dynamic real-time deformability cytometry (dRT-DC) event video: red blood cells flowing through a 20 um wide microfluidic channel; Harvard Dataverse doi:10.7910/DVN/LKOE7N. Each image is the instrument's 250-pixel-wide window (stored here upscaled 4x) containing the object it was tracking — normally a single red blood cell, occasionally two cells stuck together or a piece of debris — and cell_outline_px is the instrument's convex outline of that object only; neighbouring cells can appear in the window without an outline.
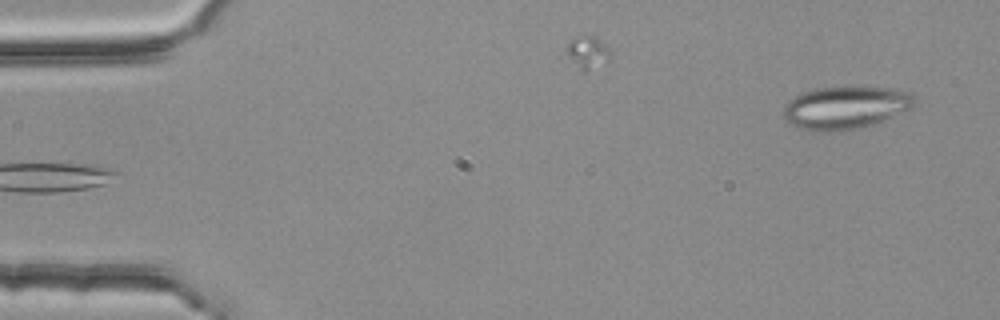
{"species": "common noctule bat (a hibernating species)", "species_latin": "Nyctalus noctula", "temperature_condition": "room temperature", "stored_images_in_passage": 4, "segment_of_instrument_passage": [2, 2], "camera_frame_rate_fps": 3000, "um_per_image_px": 0.085, "animal": {"sex": "female", "body_mass_g": 25.1}, "frame": {"image": 1, "passage_image": 4, "time_ms": 1.0, "image_size_px": [1000, 320], "cell_outline_px": [[916, 104], [912, 108], [876, 124], [860, 128], [812, 132], [808, 132], [792, 124], [784, 116], [784, 104], [788, 100], [800, 92], [812, 88], [892, 88], [912, 92], [916, 100]], "centroid_in_image_um": [71.88, 9.15], "position_along_channel_um": 13.1, "area_um2": 32.71}}